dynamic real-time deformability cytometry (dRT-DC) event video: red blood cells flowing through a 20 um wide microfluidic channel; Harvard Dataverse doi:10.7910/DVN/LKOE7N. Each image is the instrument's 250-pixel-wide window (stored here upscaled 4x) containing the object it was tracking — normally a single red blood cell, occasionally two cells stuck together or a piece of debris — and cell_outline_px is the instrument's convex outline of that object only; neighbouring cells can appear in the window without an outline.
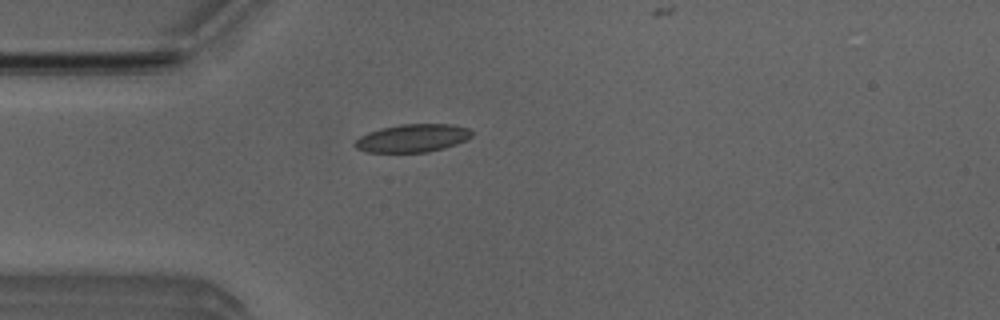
{"species": "Egyptian fruit bat (a non-hibernating species)", "species_latin": "Rousettus aegyptiacus", "temperature_condition": "room temperature", "stored_images_in_passage": 40, "camera_frame_rate_fps": 3000, "um_per_image_px": 0.085, "animal": {"sex": "male"}, "frame": {"image": 1, "passage_image": 6, "time_ms": 1.667, "image_size_px": [1000, 320], "cell_outline_px": [[476, 132], [468, 140], [444, 148], [428, 152], [368, 152], [356, 148], [352, 144], [360, 136], [368, 132], [380, 128], [400, 124], [452, 124], [468, 128]], "centroid_in_image_um": [35.1, 11.73], "position_along_channel_um": 49.9, "area_um2": 19.31}}
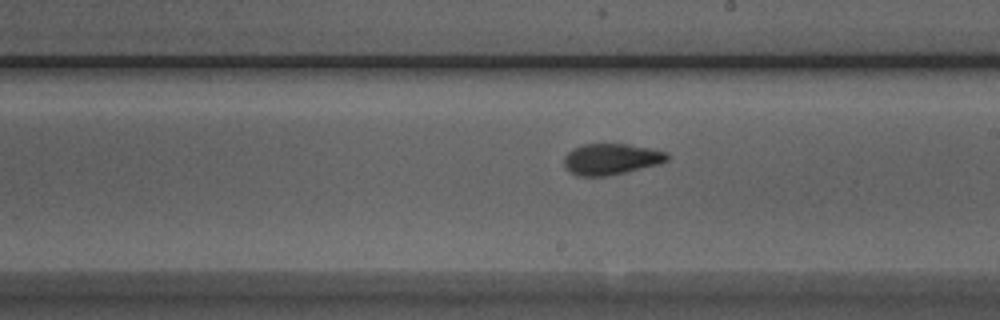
{"frame": {"image": 2, "passage_image": 21, "time_ms": 6.667, "image_size_px": [1000, 320], "cell_outline_px": [[668, 160], [660, 164], [624, 172], [604, 176], [576, 176], [564, 168], [564, 156], [572, 148], [580, 144], [628, 144], [668, 152]], "centroid_in_image_um": [51.91, 13.52], "position_along_channel_um": 237.1, "area_um2": 18.79}}
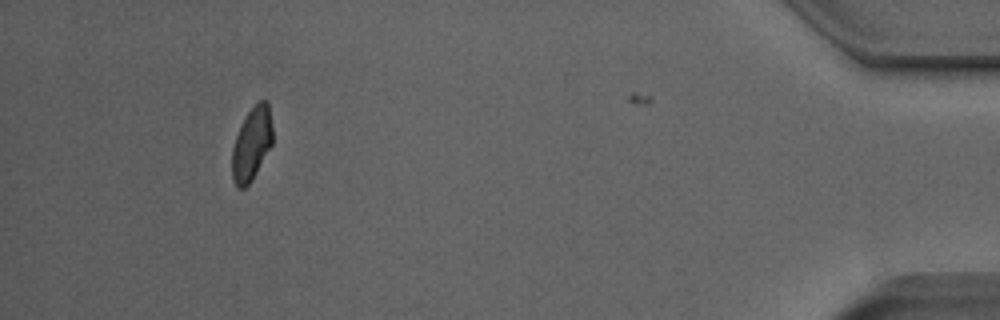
{"frame": {"image": 3, "passage_image": 40, "time_ms": 13.0, "image_size_px": [1000, 320], "cell_outline_px": [[272, 144], [252, 180], [244, 188], [236, 188], [232, 180], [232, 148], [236, 136], [248, 112], [260, 100], [268, 100], [272, 124]], "centroid_in_image_um": [21.39, 12.25], "position_along_channel_um": 413.8, "area_um2": 17.17}, "authors_computed_cell_mechanics": {"area_um2": 18.5827, "velocity_mm_per_s": 3.9217, "shape_relaxation_time_tau1_ms": 6.0574, "shape_relaxation_time_tau2_ms": 2.0718, "deformation_change_tau1": 0.1438, "deformation_change_tau2": 0.0633}}